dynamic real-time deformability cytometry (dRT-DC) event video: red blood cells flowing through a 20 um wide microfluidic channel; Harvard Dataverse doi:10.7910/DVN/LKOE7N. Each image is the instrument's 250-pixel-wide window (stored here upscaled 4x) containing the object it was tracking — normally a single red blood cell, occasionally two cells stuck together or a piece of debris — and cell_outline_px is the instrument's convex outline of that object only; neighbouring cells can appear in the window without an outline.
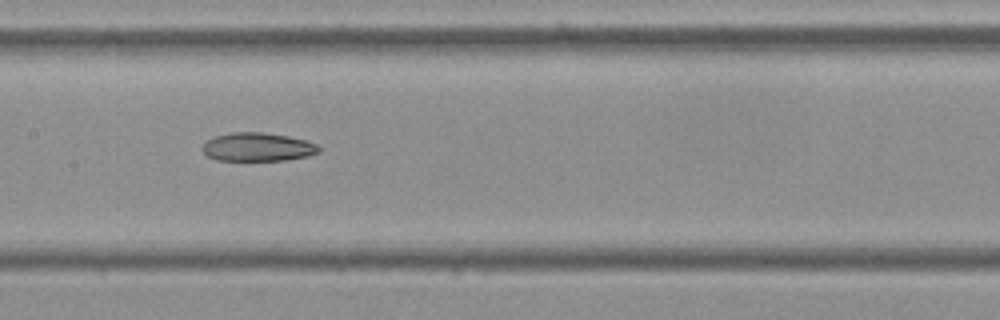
{"species": "Egyptian fruit bat (a non-hibernating species)", "species_latin": "Rousettus aegyptiacus", "temperature_condition": "cold", "stored_images_in_passage": 11, "camera_frame_rate_fps": 3000, "um_per_image_px": 0.085, "frame": {"image": 1, "passage_image": 4, "time_ms": 1.0, "image_size_px": [1000, 320], "cell_outline_px": [[324, 148], [320, 152], [308, 156], [284, 160], [216, 160], [208, 156], [200, 148], [208, 140], [216, 136], [232, 132], [264, 132], [288, 136], [304, 140], [316, 144]], "centroid_in_image_um": [21.93, 12.49], "position_along_channel_um": 185.5, "area_um2": 19.36}}
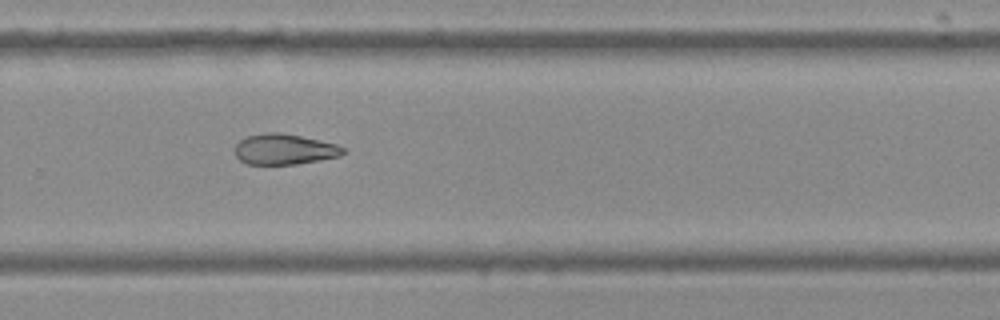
{"frame": {"image": 2, "passage_image": 7, "time_ms": 2.0, "image_size_px": [1000, 320], "cell_outline_px": [[348, 152], [340, 156], [320, 160], [296, 164], [248, 164], [240, 160], [236, 156], [236, 144], [240, 140], [248, 136], [268, 132], [280, 132], [320, 140], [336, 144], [344, 148]], "centroid_in_image_um": [24.21, 12.69], "position_along_channel_um": 305.6, "area_um2": 19.25}}
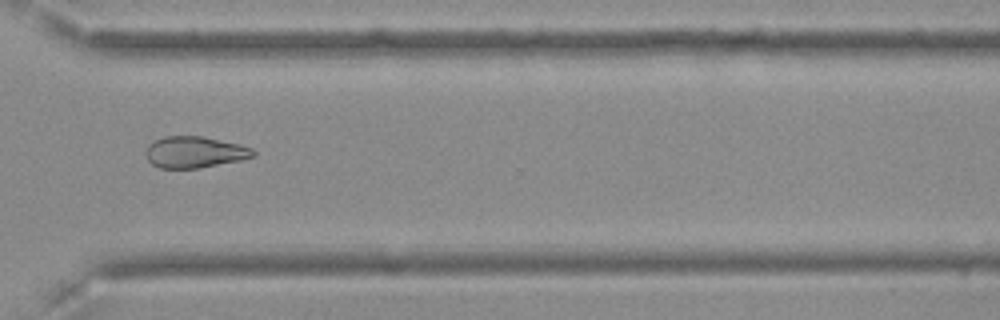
{"frame": {"image": 3, "passage_image": 8, "time_ms": 2.333, "image_size_px": [1000, 320], "cell_outline_px": [[256, 156], [240, 160], [200, 168], [160, 168], [152, 164], [148, 160], [144, 152], [148, 144], [152, 140], [164, 136], [204, 136], [240, 144], [252, 148], [256, 152]], "centroid_in_image_um": [16.53, 12.92], "position_along_channel_um": 354.1, "area_um2": 19.94}}